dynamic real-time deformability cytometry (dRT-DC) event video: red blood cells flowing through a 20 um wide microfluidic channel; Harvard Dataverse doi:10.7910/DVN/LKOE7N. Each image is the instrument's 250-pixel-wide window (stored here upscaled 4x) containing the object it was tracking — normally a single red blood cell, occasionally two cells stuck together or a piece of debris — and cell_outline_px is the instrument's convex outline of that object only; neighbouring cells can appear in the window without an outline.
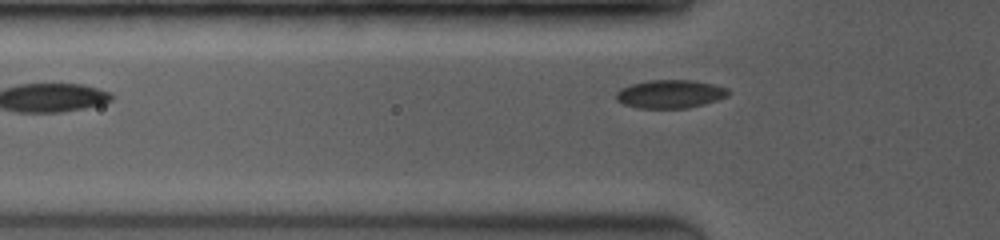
{"species": "common noctule bat (a hibernating species)", "species_latin": "Nyctalus noctula", "temperature_condition": "room temperature", "stored_images_in_passage": 9, "camera_frame_rate_fps": 3500, "um_per_image_px": 0.085, "animal": {"sex": "female", "body_mass_g": 19.0, "forearm_length_mm": 53.3}, "frame": {"image": 1, "passage_image": 9, "time_ms": 3.429, "image_size_px": [1000, 240], "cell_outline_px": [[732, 92], [728, 96], [704, 104], [688, 108], [640, 108], [624, 104], [616, 100], [616, 92], [620, 88], [632, 84], [648, 80], [692, 80], [712, 84], [728, 88]], "centroid_in_image_um": [56.98, 7.99], "position_along_channel_um": 68.8, "area_um2": 18.55}}